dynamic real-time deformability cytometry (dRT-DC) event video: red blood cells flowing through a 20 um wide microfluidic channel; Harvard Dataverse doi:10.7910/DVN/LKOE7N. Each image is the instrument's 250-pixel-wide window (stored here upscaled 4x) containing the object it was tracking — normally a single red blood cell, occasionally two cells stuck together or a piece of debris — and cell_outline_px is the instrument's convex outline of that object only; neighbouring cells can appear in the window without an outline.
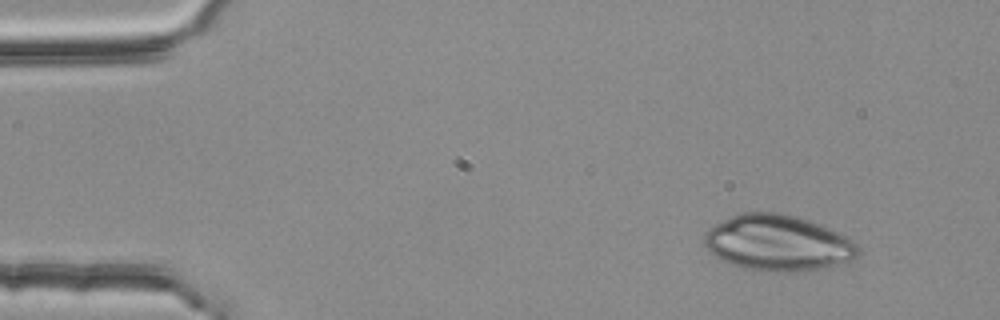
{"species": "common noctule bat (a hibernating species)", "species_latin": "Nyctalus noctula", "temperature_condition": "room temperature", "stored_images_in_passage": 2, "camera_frame_rate_fps": 3000, "um_per_image_px": 0.085, "animal": {"sex": "female", "body_mass_g": 25.1}, "frame": {"image": 1, "passage_image": 1, "time_ms": 0.0, "image_size_px": [1000, 320], "cell_outline_px": [[860, 252], [852, 260], [824, 268], [788, 272], [772, 272], [744, 268], [732, 264], [708, 252], [704, 244], [704, 232], [708, 228], [740, 212], [776, 212], [808, 220], [820, 224], [852, 240], [860, 248]], "centroid_in_image_um": [66.1, 20.65], "position_along_channel_um": 18.9, "area_um2": 49.88}}